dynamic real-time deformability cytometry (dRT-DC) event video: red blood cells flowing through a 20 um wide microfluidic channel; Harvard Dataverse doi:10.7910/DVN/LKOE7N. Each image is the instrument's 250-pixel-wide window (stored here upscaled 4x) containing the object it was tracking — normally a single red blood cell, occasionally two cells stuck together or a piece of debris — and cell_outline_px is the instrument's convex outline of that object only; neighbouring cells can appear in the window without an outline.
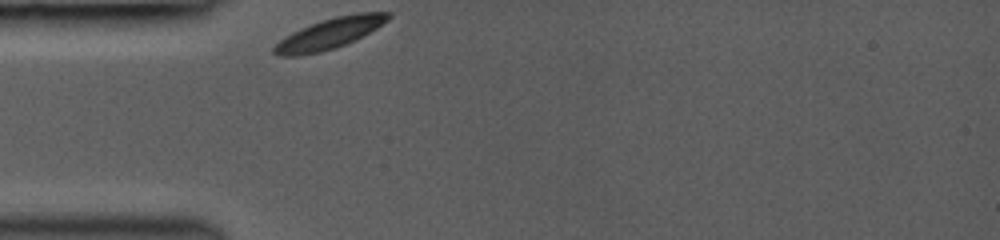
{"species": "common noctule bat (a hibernating species)", "species_latin": "Nyctalus noctula", "temperature_condition": "room temperature", "stored_images_in_passage": 17, "camera_frame_rate_fps": 3000, "um_per_image_px": 0.085, "animal": {"sex": "female", "body_mass_g": 19.0, "forearm_length_mm": 53.3}, "frame": {"image": 1, "passage_image": 1, "time_ms": 0.0, "image_size_px": [1000, 240], "cell_outline_px": [[392, 16], [388, 20], [376, 28], [336, 48], [320, 52], [296, 56], [276, 56], [272, 52], [272, 48], [280, 40], [292, 32], [300, 28], [320, 20], [336, 16], [356, 12], [392, 12]], "centroid_in_image_um": [27.98, 2.84], "position_along_channel_um": 57.0, "area_um2": 20.29}}
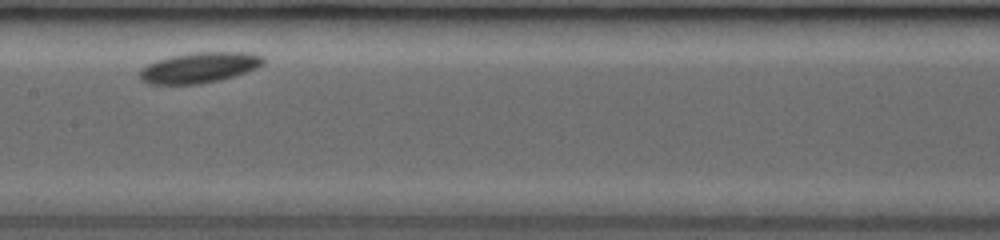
{"frame": {"image": 2, "passage_image": 7, "time_ms": 3.667, "image_size_px": [1000, 240], "cell_outline_px": [[264, 64], [256, 68], [220, 80], [200, 84], [148, 84], [140, 80], [140, 68], [156, 60], [172, 56], [192, 52], [244, 52], [264, 56]], "centroid_in_image_um": [16.91, 5.74], "position_along_channel_um": 190.5, "area_um2": 21.96}}
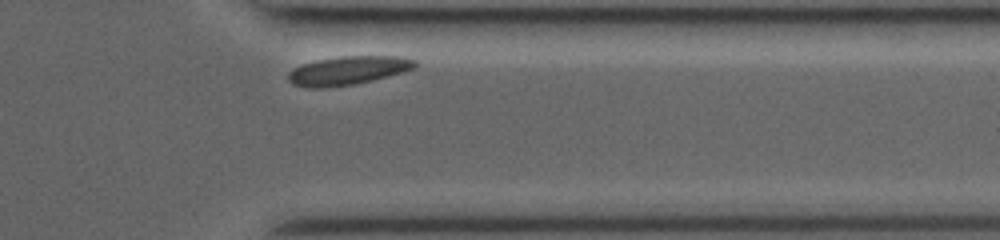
{"frame": {"image": 3, "passage_image": 17, "time_ms": 8.667, "image_size_px": [1000, 240], "cell_outline_px": [[420, 64], [416, 68], [372, 80], [352, 84], [324, 88], [312, 88], [292, 84], [288, 80], [288, 72], [292, 68], [300, 64], [316, 60], [340, 56], [396, 56], [416, 60]], "centroid_in_image_um": [29.55, 5.98], "position_along_channel_um": 381.8, "area_um2": 21.21}}